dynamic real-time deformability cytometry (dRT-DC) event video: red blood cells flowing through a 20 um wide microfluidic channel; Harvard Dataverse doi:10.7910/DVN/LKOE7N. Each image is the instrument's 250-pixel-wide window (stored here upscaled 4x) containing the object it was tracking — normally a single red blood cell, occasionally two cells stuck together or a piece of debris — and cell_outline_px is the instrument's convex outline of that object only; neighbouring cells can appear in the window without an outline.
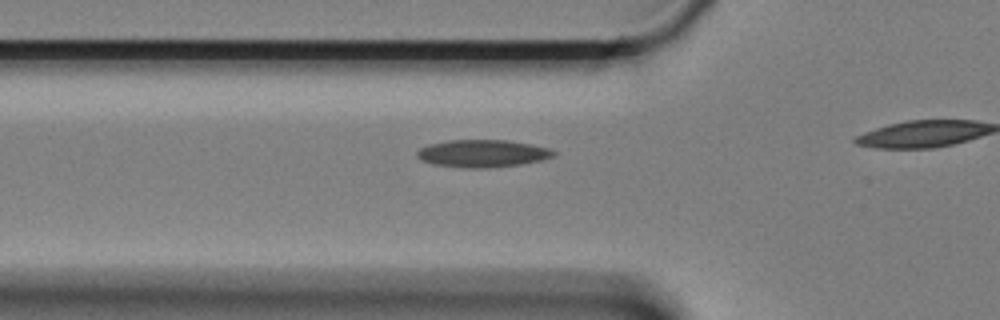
{"species": "Egyptian fruit bat (a non-hibernating species)", "species_latin": "Rousettus aegyptiacus", "temperature_condition": "cold", "stored_images_in_passage": 10, "camera_frame_rate_fps": 3000, "um_per_image_px": 0.085, "animal": {"sex": "female"}, "frame": {"image": 1, "passage_image": 4, "time_ms": 1.0, "image_size_px": [1000, 320], "cell_outline_px": [[556, 156], [540, 160], [520, 164], [488, 168], [464, 168], [432, 164], [420, 160], [416, 156], [416, 152], [420, 148], [428, 144], [448, 140], [508, 140], [532, 144], [552, 148], [556, 152]], "centroid_in_image_um": [41.01, 13.04], "position_along_channel_um": 84.8, "area_um2": 22.14}}
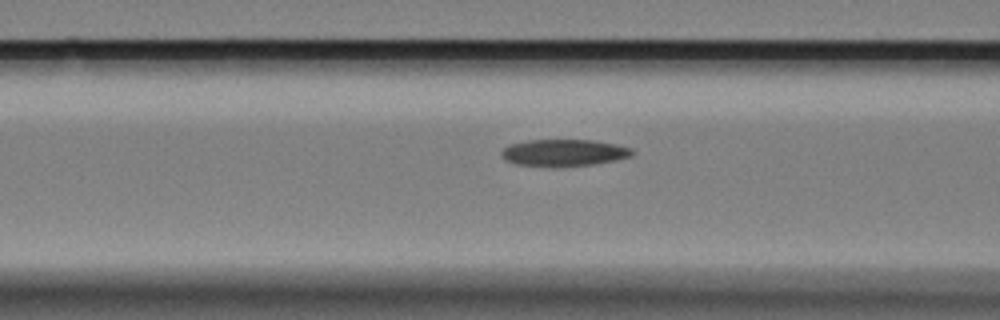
{"frame": {"image": 2, "passage_image": 7, "time_ms": 2.0, "image_size_px": [1000, 320], "cell_outline_px": [[636, 152], [632, 156], [616, 160], [592, 164], [516, 164], [504, 160], [500, 156], [500, 152], [508, 144], [528, 140], [596, 140], [616, 144], [632, 148]], "centroid_in_image_um": [47.96, 12.93], "position_along_channel_um": 118.6, "area_um2": 19.88}}